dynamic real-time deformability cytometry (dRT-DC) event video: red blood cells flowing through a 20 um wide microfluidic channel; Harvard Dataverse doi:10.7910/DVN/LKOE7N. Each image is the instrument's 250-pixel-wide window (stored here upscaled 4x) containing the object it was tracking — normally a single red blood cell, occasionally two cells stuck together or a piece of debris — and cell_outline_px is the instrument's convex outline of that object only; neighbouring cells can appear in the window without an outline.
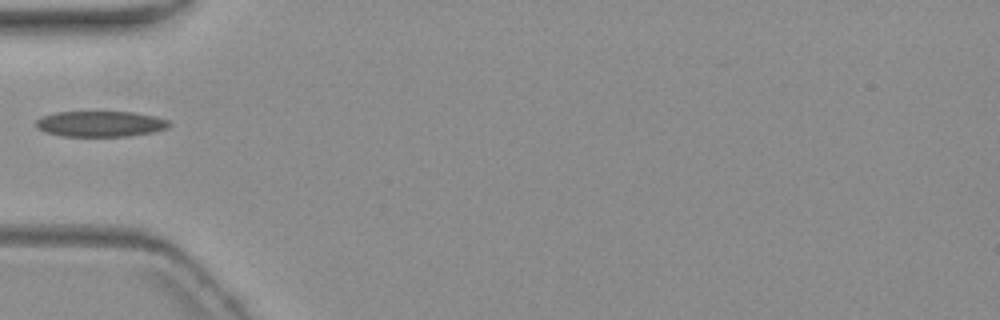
{"species": "common noctule bat (a hibernating species)", "species_latin": "Nyctalus noctula", "temperature_condition": "warm", "stored_images_in_passage": 2, "camera_frame_rate_fps": 3000, "um_per_image_px": 0.085, "animal": {"sex": "female", "body_mass_g": 19.3, "forearm_length_mm": 54.1}, "frame": {"image": 1, "passage_image": 1, "time_ms": 0.0, "image_size_px": [1000, 320], "cell_outline_px": [[172, 124], [168, 128], [152, 132], [128, 136], [64, 136], [44, 132], [36, 128], [36, 120], [40, 116], [56, 112], [132, 112], [156, 116], [168, 120]], "centroid_in_image_um": [8.52, 10.52], "position_along_channel_um": 76.5, "area_um2": 20.06}}
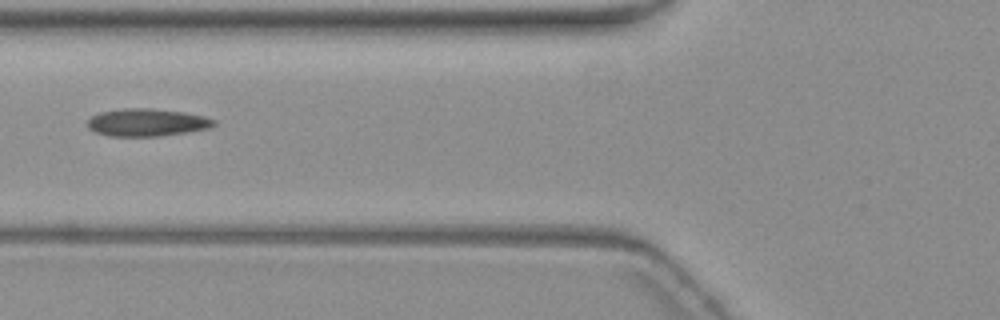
{"frame": {"image": 2, "passage_image": 2, "time_ms": 1.0, "image_size_px": [1000, 320], "cell_outline_px": [[216, 124], [212, 128], [188, 132], [160, 136], [108, 136], [96, 132], [88, 128], [88, 120], [92, 116], [100, 112], [124, 108], [152, 108], [184, 112], [204, 116], [216, 120]], "centroid_in_image_um": [12.52, 10.41], "position_along_channel_um": 113.3, "area_um2": 20.46}}